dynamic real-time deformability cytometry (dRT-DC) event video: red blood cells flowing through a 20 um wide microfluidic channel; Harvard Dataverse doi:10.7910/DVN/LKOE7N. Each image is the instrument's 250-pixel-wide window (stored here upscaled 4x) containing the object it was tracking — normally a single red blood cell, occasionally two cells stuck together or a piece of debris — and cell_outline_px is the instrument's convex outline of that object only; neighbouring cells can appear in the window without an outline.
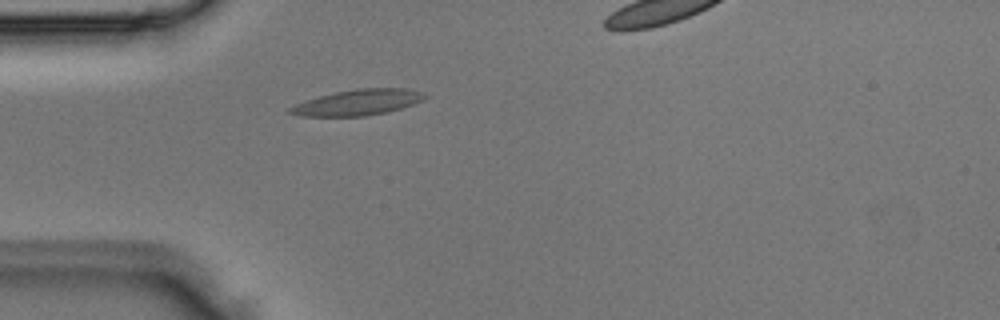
{"species": "Egyptian fruit bat (a non-hibernating species)", "species_latin": "Rousettus aegyptiacus", "temperature_condition": "room temperature", "stored_images_in_passage": 4, "segment_of_instrument_passage": [1, 2], "camera_frame_rate_fps": 3000, "um_per_image_px": 0.085, "animal": {"sex": "male"}, "frame": {"image": 1, "passage_image": 3, "time_ms": 0.667, "image_size_px": [1000, 320], "cell_outline_px": [[428, 96], [424, 100], [388, 112], [364, 116], [300, 116], [288, 112], [288, 108], [296, 104], [320, 96], [336, 92], [356, 88], [404, 88], [424, 92]], "centroid_in_image_um": [30.46, 8.7], "position_along_channel_um": 54.5, "area_um2": 20.11}}